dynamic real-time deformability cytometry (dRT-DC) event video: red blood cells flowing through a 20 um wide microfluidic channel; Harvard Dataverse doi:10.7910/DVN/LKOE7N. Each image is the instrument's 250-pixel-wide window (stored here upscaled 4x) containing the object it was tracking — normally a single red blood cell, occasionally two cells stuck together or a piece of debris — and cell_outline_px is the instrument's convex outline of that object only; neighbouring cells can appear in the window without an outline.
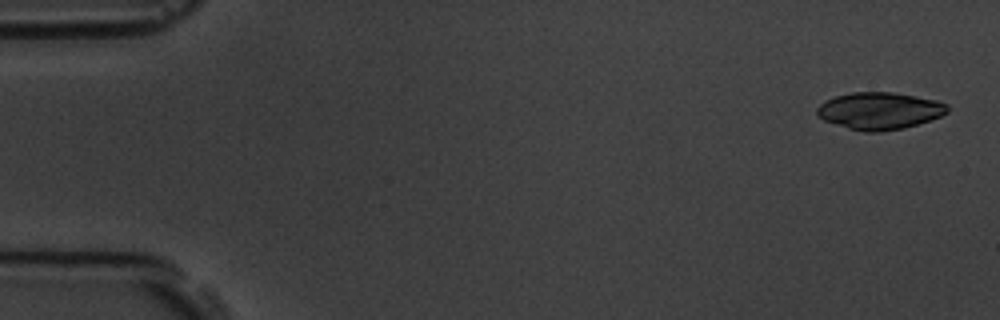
{"species": "common noctule bat (a hibernating species)", "species_latin": "Nyctalus noctula", "temperature_condition": "room temperature", "stored_images_in_passage": 5, "camera_frame_rate_fps": 3000, "um_per_image_px": 0.085, "animal": {"sex": "male", "body_mass_g": 19.5, "forearm_length_mm": 54.6}, "frame": {"image": 1, "passage_image": 1, "time_ms": 0.0, "image_size_px": [1000, 320], "cell_outline_px": [[948, 112], [940, 116], [904, 128], [880, 132], [864, 132], [848, 128], [824, 120], [816, 112], [816, 108], [824, 100], [836, 96], [852, 92], [892, 92], [916, 96], [936, 100], [948, 104]], "centroid_in_image_um": [74.75, 9.41], "position_along_channel_um": 10.2, "area_um2": 28.09}}